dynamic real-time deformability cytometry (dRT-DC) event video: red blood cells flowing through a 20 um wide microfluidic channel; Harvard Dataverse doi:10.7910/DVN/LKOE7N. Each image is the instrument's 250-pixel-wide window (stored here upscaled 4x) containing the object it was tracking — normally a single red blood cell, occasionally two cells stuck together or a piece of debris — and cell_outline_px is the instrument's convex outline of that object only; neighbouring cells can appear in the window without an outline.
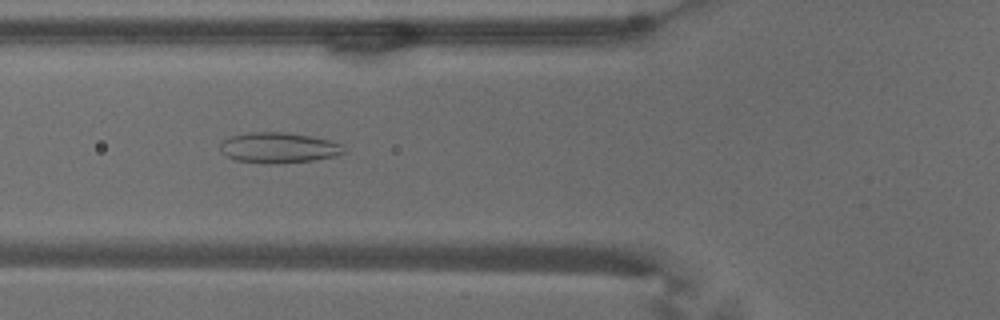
{"species": "common noctule bat (a hibernating species)", "species_latin": "Nyctalus noctula", "temperature_condition": "warm", "stored_images_in_passage": 54, "camera_frame_rate_fps": 3000, "um_per_image_px": 0.085, "animal": {"sex": "male", "body_mass_g": 18.8}, "frame": {"image": 1, "passage_image": 20, "time_ms": 6.333, "image_size_px": [1000, 320], "cell_outline_px": [[348, 152], [336, 156], [312, 160], [272, 164], [264, 164], [236, 160], [220, 152], [220, 144], [224, 140], [232, 136], [248, 132], [284, 132], [308, 136], [328, 140], [340, 144]], "centroid_in_image_um": [23.67, 12.56], "position_along_channel_um": 102.1, "area_um2": 21.91}}
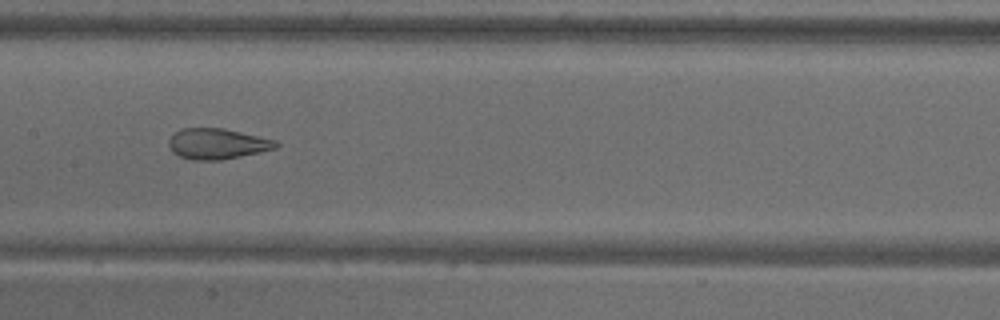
{"frame": {"image": 2, "passage_image": 27, "time_ms": 8.667, "image_size_px": [1000, 320], "cell_outline_px": [[280, 144], [276, 148], [260, 152], [220, 160], [192, 160], [180, 156], [172, 152], [168, 144], [168, 140], [176, 132], [184, 128], [224, 128], [276, 140]], "centroid_in_image_um": [18.47, 12.22], "position_along_channel_um": 188.9, "area_um2": 19.07}}
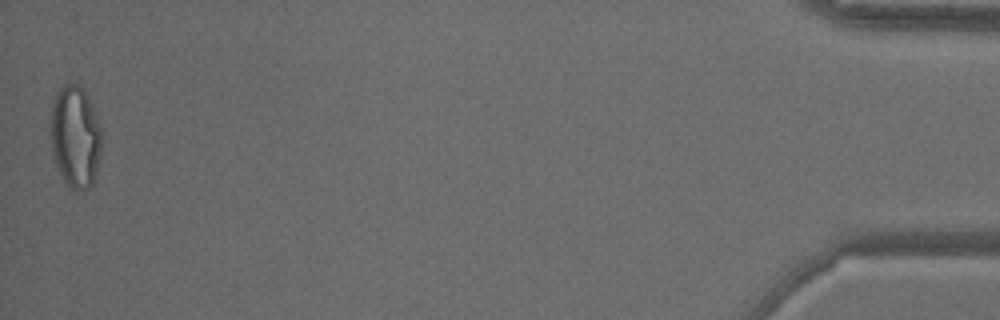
{"frame": {"image": 3, "passage_image": 54, "time_ms": 17.667, "image_size_px": [1000, 320], "cell_outline_px": [[100, 156], [96, 172], [92, 184], [88, 188], [76, 192], [72, 192], [68, 188], [52, 156], [48, 120], [52, 104], [60, 88], [64, 84], [76, 84], [88, 96], [96, 112], [100, 128]], "centroid_in_image_um": [6.36, 11.65], "position_along_channel_um": 428.8, "area_um2": 30.81}, "authors_computed_cell_mechanics": {"area_um2": 24.6517, "velocity_mm_per_s": 3.6941, "shape_relaxation_time_tau1_ms": null, "shape_relaxation_time_tau2_ms": 1.2048, "deformation_change_tau1": null, "deformation_change_tau2": 0.0949}}